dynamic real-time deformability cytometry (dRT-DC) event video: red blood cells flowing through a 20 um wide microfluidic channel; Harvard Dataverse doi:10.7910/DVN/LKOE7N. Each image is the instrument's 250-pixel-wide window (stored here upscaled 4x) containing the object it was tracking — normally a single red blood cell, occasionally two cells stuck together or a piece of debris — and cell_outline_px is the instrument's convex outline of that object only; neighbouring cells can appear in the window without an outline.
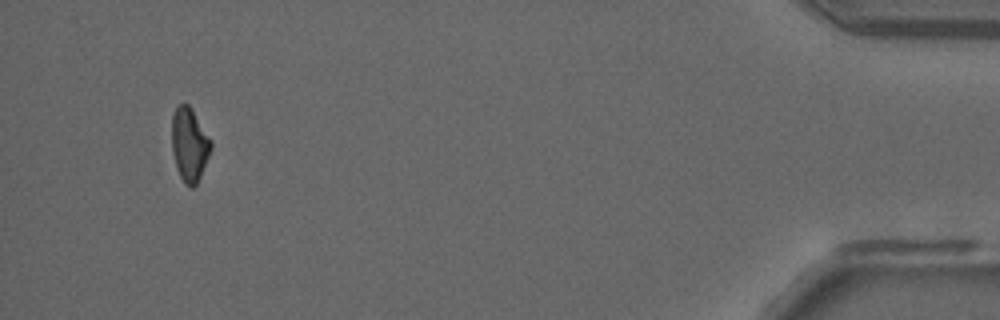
{"species": "common noctule bat (a hibernating species)", "species_latin": "Nyctalus noctula", "temperature_condition": "room temperature", "stored_images_in_passage": 14, "camera_frame_rate_fps": 3000, "um_per_image_px": 0.085, "animal": {"sex": "male", "forearm_length_mm": 52.5}, "frame": {"image": 1, "passage_image": 14, "time_ms": 14.667, "image_size_px": [1000, 320], "cell_outline_px": [[212, 148], [200, 176], [196, 184], [192, 188], [188, 188], [184, 184], [176, 168], [172, 152], [172, 116], [176, 104], [188, 104], [192, 108], [212, 140]], "centroid_in_image_um": [16.1, 12.27], "position_along_channel_um": 419.1, "area_um2": 17.05}}